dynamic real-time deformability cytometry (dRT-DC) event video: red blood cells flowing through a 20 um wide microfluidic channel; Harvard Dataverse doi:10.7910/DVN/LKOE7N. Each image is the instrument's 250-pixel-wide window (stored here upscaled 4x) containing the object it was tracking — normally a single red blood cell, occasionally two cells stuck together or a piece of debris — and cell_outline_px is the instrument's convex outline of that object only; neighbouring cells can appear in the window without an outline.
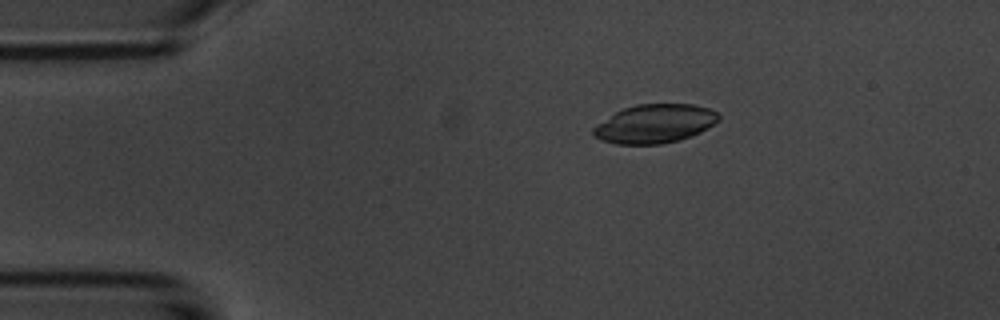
{"species": "common noctule bat (a hibernating species)", "species_latin": "Nyctalus noctula", "temperature_condition": "room temperature", "stored_images_in_passage": 46, "camera_frame_rate_fps": 3000, "um_per_image_px": 0.085, "animal": {"sex": "male", "body_mass_g": 20.1, "forearm_length_mm": 53.5}, "frame": {"image": 1, "passage_image": 2, "time_ms": 0.333, "image_size_px": [1000, 320], "cell_outline_px": [[720, 120], [700, 132], [680, 140], [660, 144], [616, 144], [600, 140], [592, 136], [592, 128], [596, 124], [616, 112], [624, 108], [636, 104], [692, 104], [708, 108], [716, 112], [720, 116]], "centroid_in_image_um": [55.63, 10.52], "position_along_channel_um": 29.4, "area_um2": 28.32}}
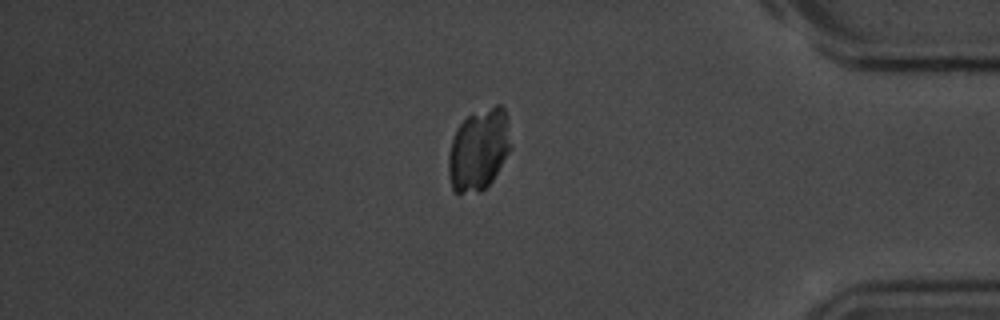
{"frame": {"image": 2, "passage_image": 38, "time_ms": 12.333, "image_size_px": [1000, 320], "cell_outline_px": [[512, 148], [492, 180], [480, 192], [452, 192], [448, 176], [448, 156], [452, 140], [456, 128], [468, 116], [496, 104], [500, 104], [504, 108], [508, 116], [512, 144]], "centroid_in_image_um": [40.71, 12.71], "position_along_channel_um": 394.5, "area_um2": 29.94}}
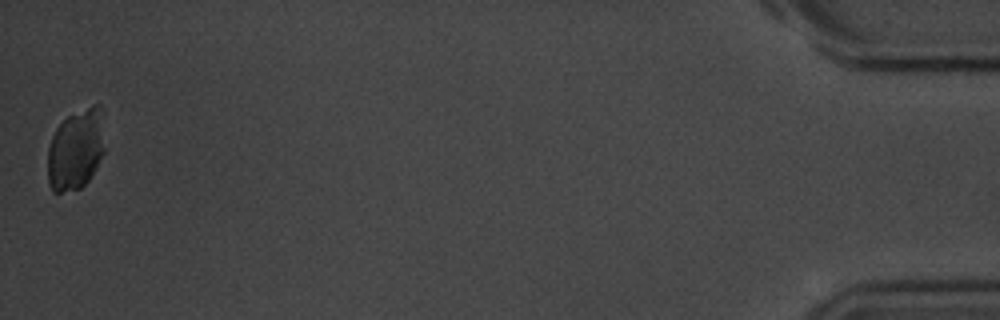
{"frame": {"image": 3, "passage_image": 46, "time_ms": 15.0, "image_size_px": [1000, 320], "cell_outline_px": [[104, 152], [96, 168], [88, 180], [80, 188], [60, 192], [52, 192], [48, 184], [48, 148], [52, 136], [56, 128], [68, 116], [92, 104], [100, 104], [104, 108]], "centroid_in_image_um": [6.48, 12.66], "position_along_channel_um": 428.7, "area_um2": 27.28}}